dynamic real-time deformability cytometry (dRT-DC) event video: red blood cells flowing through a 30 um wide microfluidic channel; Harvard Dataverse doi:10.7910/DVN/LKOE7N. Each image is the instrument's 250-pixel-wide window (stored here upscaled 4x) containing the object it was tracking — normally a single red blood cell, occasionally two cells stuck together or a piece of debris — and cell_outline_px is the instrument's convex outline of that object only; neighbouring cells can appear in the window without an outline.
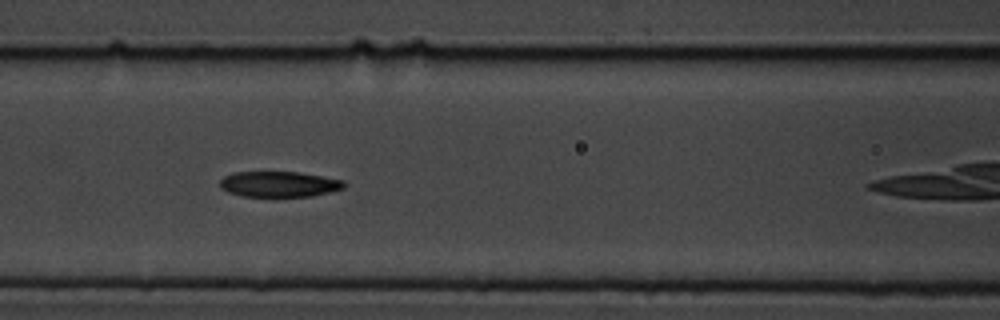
{"species": "common noctule bat (a hibernating species)", "species_latin": "Nyctalus noctula", "temperature_condition": "cold", "stored_images_in_passage": 8, "camera_frame_rate_fps": 3000, "um_per_image_px": 0.085, "animal": {"sex": "male", "body_mass_g": 19.5, "forearm_length_mm": 54.6}, "frame": {"image": 1, "passage_image": 6, "time_ms": 6.0, "image_size_px": [1000, 320], "cell_outline_px": [[344, 188], [312, 196], [240, 196], [228, 192], [220, 188], [220, 180], [224, 176], [232, 172], [300, 172], [344, 180]], "centroid_in_image_um": [23.69, 15.64], "position_along_channel_um": 142.9, "area_um2": 18.5}}
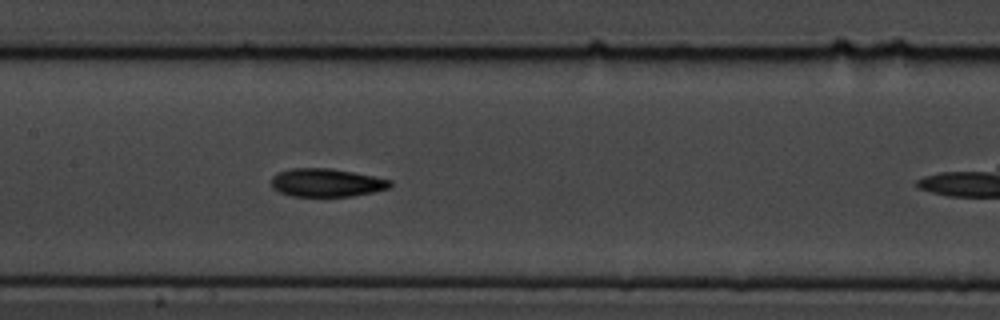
{"frame": {"image": 2, "passage_image": 7, "time_ms": 7.0, "image_size_px": [1000, 320], "cell_outline_px": [[392, 184], [388, 188], [372, 192], [352, 196], [292, 196], [280, 192], [272, 188], [272, 176], [280, 172], [292, 168], [332, 168], [392, 180]], "centroid_in_image_um": [27.74, 15.52], "position_along_channel_um": 179.7, "area_um2": 19.36}}